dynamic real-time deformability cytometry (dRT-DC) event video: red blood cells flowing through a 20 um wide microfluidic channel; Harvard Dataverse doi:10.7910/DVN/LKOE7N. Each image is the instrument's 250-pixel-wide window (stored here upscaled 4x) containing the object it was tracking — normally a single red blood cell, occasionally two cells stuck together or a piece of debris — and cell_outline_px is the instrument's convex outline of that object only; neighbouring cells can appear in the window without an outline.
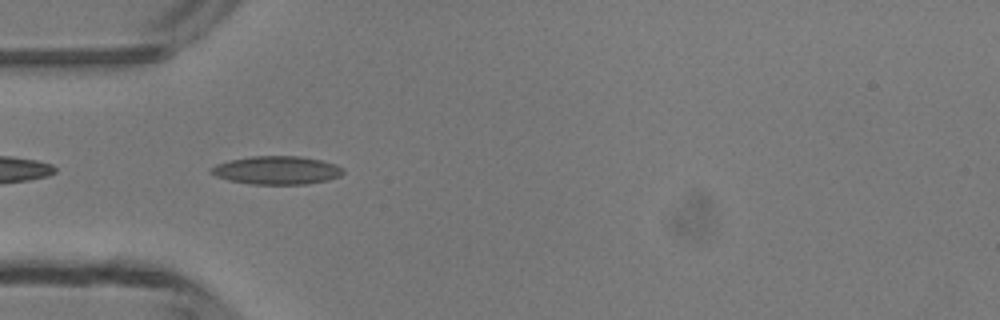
{"species": "common noctule bat (a hibernating species)", "species_latin": "Nyctalus noctula", "temperature_condition": "room temperature", "stored_images_in_passage": 33, "camera_frame_rate_fps": 3000, "um_per_image_px": 0.085, "animal": {"sex": "male", "body_mass_g": 13.3}, "frame": {"image": 1, "passage_image": 2, "time_ms": 0.333, "image_size_px": [1000, 320], "cell_outline_px": [[344, 172], [340, 176], [328, 180], [308, 184], [252, 184], [228, 180], [216, 176], [208, 172], [208, 168], [216, 164], [232, 160], [252, 156], [300, 156], [320, 160], [336, 164], [344, 168]], "centroid_in_image_um": [23.53, 14.47], "position_along_channel_um": 61.5, "area_um2": 21.85}}
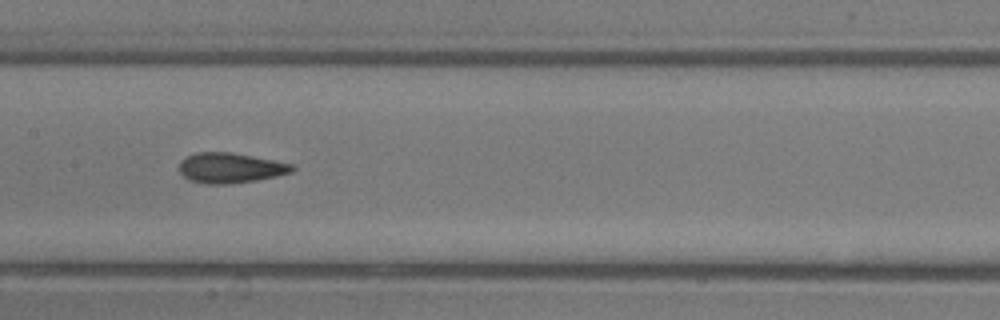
{"frame": {"image": 2, "passage_image": 11, "time_ms": 3.333, "image_size_px": [1000, 320], "cell_outline_px": [[296, 168], [292, 172], [276, 176], [256, 180], [228, 184], [204, 184], [188, 180], [180, 172], [180, 160], [196, 152], [232, 152], [292, 164]], "centroid_in_image_um": [19.56, 14.28], "position_along_channel_um": 187.8, "area_um2": 19.83}}
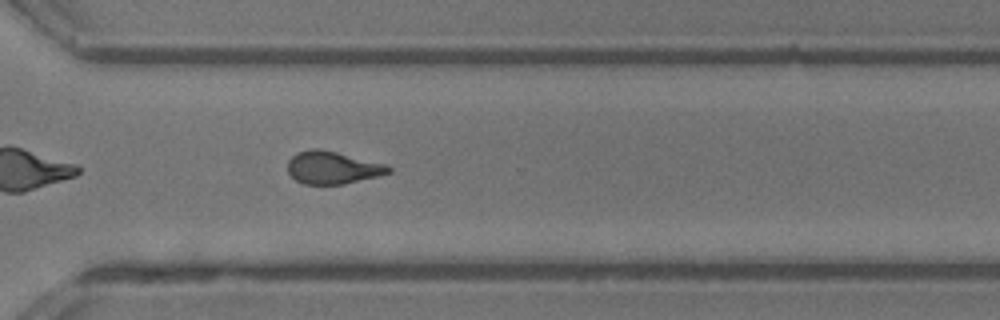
{"frame": {"image": 3, "passage_image": 22, "time_ms": 7.0, "image_size_px": [1000, 320], "cell_outline_px": [[392, 172], [380, 176], [344, 184], [304, 184], [296, 180], [288, 172], [288, 160], [296, 152], [312, 148], [320, 148], [388, 164], [392, 168]], "centroid_in_image_um": [28.3, 14.24], "position_along_channel_um": 342.3, "area_um2": 19.42}, "authors_computed_cell_mechanics": {"area_um2": 19.5364, "velocity_mm_per_s": 4.2301, "shape_relaxation_time_tau1_ms": 7.0986, "shape_relaxation_time_tau2_ms": 1.4906, "deformation_change_tau1": 0.1823, "deformation_change_tau2": 0.0869}}